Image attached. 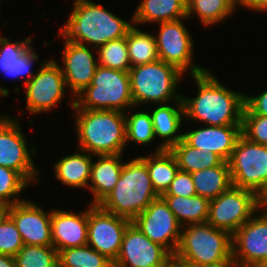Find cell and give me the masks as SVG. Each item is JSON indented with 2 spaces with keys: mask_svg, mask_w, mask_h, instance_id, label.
I'll list each match as a JSON object with an SVG mask.
<instances>
[{
  "mask_svg": "<svg viewBox=\"0 0 267 267\" xmlns=\"http://www.w3.org/2000/svg\"><path fill=\"white\" fill-rule=\"evenodd\" d=\"M196 194L213 200L232 186L229 163L191 173Z\"/></svg>",
  "mask_w": 267,
  "mask_h": 267,
  "instance_id": "cell-26",
  "label": "cell"
},
{
  "mask_svg": "<svg viewBox=\"0 0 267 267\" xmlns=\"http://www.w3.org/2000/svg\"><path fill=\"white\" fill-rule=\"evenodd\" d=\"M5 213L14 221L24 245H52L51 211L25 199L6 207Z\"/></svg>",
  "mask_w": 267,
  "mask_h": 267,
  "instance_id": "cell-18",
  "label": "cell"
},
{
  "mask_svg": "<svg viewBox=\"0 0 267 267\" xmlns=\"http://www.w3.org/2000/svg\"><path fill=\"white\" fill-rule=\"evenodd\" d=\"M169 150L176 158L179 170L189 173L216 167L224 162L219 155L211 152L205 154L203 149L189 146L183 140L173 145Z\"/></svg>",
  "mask_w": 267,
  "mask_h": 267,
  "instance_id": "cell-30",
  "label": "cell"
},
{
  "mask_svg": "<svg viewBox=\"0 0 267 267\" xmlns=\"http://www.w3.org/2000/svg\"><path fill=\"white\" fill-rule=\"evenodd\" d=\"M259 205L260 208H267V186L259 195Z\"/></svg>",
  "mask_w": 267,
  "mask_h": 267,
  "instance_id": "cell-44",
  "label": "cell"
},
{
  "mask_svg": "<svg viewBox=\"0 0 267 267\" xmlns=\"http://www.w3.org/2000/svg\"><path fill=\"white\" fill-rule=\"evenodd\" d=\"M131 109L125 112L126 144L129 145V141L144 147L152 144L156 138L150 113L144 109L140 112Z\"/></svg>",
  "mask_w": 267,
  "mask_h": 267,
  "instance_id": "cell-33",
  "label": "cell"
},
{
  "mask_svg": "<svg viewBox=\"0 0 267 267\" xmlns=\"http://www.w3.org/2000/svg\"><path fill=\"white\" fill-rule=\"evenodd\" d=\"M241 135L248 141L267 144V117L256 114H242Z\"/></svg>",
  "mask_w": 267,
  "mask_h": 267,
  "instance_id": "cell-38",
  "label": "cell"
},
{
  "mask_svg": "<svg viewBox=\"0 0 267 267\" xmlns=\"http://www.w3.org/2000/svg\"><path fill=\"white\" fill-rule=\"evenodd\" d=\"M240 7L252 12L267 13V0H237V8Z\"/></svg>",
  "mask_w": 267,
  "mask_h": 267,
  "instance_id": "cell-41",
  "label": "cell"
},
{
  "mask_svg": "<svg viewBox=\"0 0 267 267\" xmlns=\"http://www.w3.org/2000/svg\"><path fill=\"white\" fill-rule=\"evenodd\" d=\"M157 197L146 163L138 156L124 162L113 190L98 205L132 221Z\"/></svg>",
  "mask_w": 267,
  "mask_h": 267,
  "instance_id": "cell-4",
  "label": "cell"
},
{
  "mask_svg": "<svg viewBox=\"0 0 267 267\" xmlns=\"http://www.w3.org/2000/svg\"><path fill=\"white\" fill-rule=\"evenodd\" d=\"M201 267H245L237 259L231 255L229 258L221 260L219 262L206 264Z\"/></svg>",
  "mask_w": 267,
  "mask_h": 267,
  "instance_id": "cell-42",
  "label": "cell"
},
{
  "mask_svg": "<svg viewBox=\"0 0 267 267\" xmlns=\"http://www.w3.org/2000/svg\"><path fill=\"white\" fill-rule=\"evenodd\" d=\"M98 65L129 72L131 68L127 49V36L108 41L97 49Z\"/></svg>",
  "mask_w": 267,
  "mask_h": 267,
  "instance_id": "cell-34",
  "label": "cell"
},
{
  "mask_svg": "<svg viewBox=\"0 0 267 267\" xmlns=\"http://www.w3.org/2000/svg\"><path fill=\"white\" fill-rule=\"evenodd\" d=\"M87 232L88 208L75 213L61 208L51 210V239L58 252L87 245Z\"/></svg>",
  "mask_w": 267,
  "mask_h": 267,
  "instance_id": "cell-20",
  "label": "cell"
},
{
  "mask_svg": "<svg viewBox=\"0 0 267 267\" xmlns=\"http://www.w3.org/2000/svg\"><path fill=\"white\" fill-rule=\"evenodd\" d=\"M0 267H16L15 258L9 255L0 254Z\"/></svg>",
  "mask_w": 267,
  "mask_h": 267,
  "instance_id": "cell-43",
  "label": "cell"
},
{
  "mask_svg": "<svg viewBox=\"0 0 267 267\" xmlns=\"http://www.w3.org/2000/svg\"><path fill=\"white\" fill-rule=\"evenodd\" d=\"M173 256L161 245L152 242L133 223L123 236L114 267H166Z\"/></svg>",
  "mask_w": 267,
  "mask_h": 267,
  "instance_id": "cell-16",
  "label": "cell"
},
{
  "mask_svg": "<svg viewBox=\"0 0 267 267\" xmlns=\"http://www.w3.org/2000/svg\"><path fill=\"white\" fill-rule=\"evenodd\" d=\"M80 109L119 110L135 108L129 72L98 65L92 82L75 97Z\"/></svg>",
  "mask_w": 267,
  "mask_h": 267,
  "instance_id": "cell-7",
  "label": "cell"
},
{
  "mask_svg": "<svg viewBox=\"0 0 267 267\" xmlns=\"http://www.w3.org/2000/svg\"><path fill=\"white\" fill-rule=\"evenodd\" d=\"M39 70L24 85L26 110L32 115L51 112L64 100L66 84L57 60L49 59L38 64Z\"/></svg>",
  "mask_w": 267,
  "mask_h": 267,
  "instance_id": "cell-12",
  "label": "cell"
},
{
  "mask_svg": "<svg viewBox=\"0 0 267 267\" xmlns=\"http://www.w3.org/2000/svg\"><path fill=\"white\" fill-rule=\"evenodd\" d=\"M184 20L187 21L188 18L159 23L155 39L159 60L191 76L203 73L208 68L194 64V40H192L190 30L184 25Z\"/></svg>",
  "mask_w": 267,
  "mask_h": 267,
  "instance_id": "cell-9",
  "label": "cell"
},
{
  "mask_svg": "<svg viewBox=\"0 0 267 267\" xmlns=\"http://www.w3.org/2000/svg\"><path fill=\"white\" fill-rule=\"evenodd\" d=\"M63 40V50L61 53L62 64L60 68L65 78L67 90L72 96V103H75V97L83 91L92 82L98 66L97 49L92 50L88 45H82L61 36ZM95 52V53H94Z\"/></svg>",
  "mask_w": 267,
  "mask_h": 267,
  "instance_id": "cell-15",
  "label": "cell"
},
{
  "mask_svg": "<svg viewBox=\"0 0 267 267\" xmlns=\"http://www.w3.org/2000/svg\"><path fill=\"white\" fill-rule=\"evenodd\" d=\"M29 185L32 184L19 172L0 166V206L6 208L25 200L19 194L28 189Z\"/></svg>",
  "mask_w": 267,
  "mask_h": 267,
  "instance_id": "cell-36",
  "label": "cell"
},
{
  "mask_svg": "<svg viewBox=\"0 0 267 267\" xmlns=\"http://www.w3.org/2000/svg\"><path fill=\"white\" fill-rule=\"evenodd\" d=\"M32 39L25 37L24 40H16L2 37L0 35V71L10 78L24 81V85L35 75L31 69L39 59ZM26 76V78H24Z\"/></svg>",
  "mask_w": 267,
  "mask_h": 267,
  "instance_id": "cell-21",
  "label": "cell"
},
{
  "mask_svg": "<svg viewBox=\"0 0 267 267\" xmlns=\"http://www.w3.org/2000/svg\"><path fill=\"white\" fill-rule=\"evenodd\" d=\"M14 258L16 267H58V251L53 245H24Z\"/></svg>",
  "mask_w": 267,
  "mask_h": 267,
  "instance_id": "cell-35",
  "label": "cell"
},
{
  "mask_svg": "<svg viewBox=\"0 0 267 267\" xmlns=\"http://www.w3.org/2000/svg\"><path fill=\"white\" fill-rule=\"evenodd\" d=\"M122 155H95L97 160L92 161L88 183L92 205H98L113 190L124 165Z\"/></svg>",
  "mask_w": 267,
  "mask_h": 267,
  "instance_id": "cell-23",
  "label": "cell"
},
{
  "mask_svg": "<svg viewBox=\"0 0 267 267\" xmlns=\"http://www.w3.org/2000/svg\"><path fill=\"white\" fill-rule=\"evenodd\" d=\"M174 103H161L158 106L156 104L149 111L155 138L163 139L153 152L169 150L183 139V133L180 131L185 120L184 103L183 101H175Z\"/></svg>",
  "mask_w": 267,
  "mask_h": 267,
  "instance_id": "cell-22",
  "label": "cell"
},
{
  "mask_svg": "<svg viewBox=\"0 0 267 267\" xmlns=\"http://www.w3.org/2000/svg\"><path fill=\"white\" fill-rule=\"evenodd\" d=\"M241 136V125L209 126L192 128L183 132V141L203 152L219 155L229 161L238 138Z\"/></svg>",
  "mask_w": 267,
  "mask_h": 267,
  "instance_id": "cell-19",
  "label": "cell"
},
{
  "mask_svg": "<svg viewBox=\"0 0 267 267\" xmlns=\"http://www.w3.org/2000/svg\"><path fill=\"white\" fill-rule=\"evenodd\" d=\"M127 49L131 67L159 60L154 34L140 30L136 25L127 33Z\"/></svg>",
  "mask_w": 267,
  "mask_h": 267,
  "instance_id": "cell-31",
  "label": "cell"
},
{
  "mask_svg": "<svg viewBox=\"0 0 267 267\" xmlns=\"http://www.w3.org/2000/svg\"><path fill=\"white\" fill-rule=\"evenodd\" d=\"M191 79L198 90L193 98L182 95L186 121L209 126L241 125L244 92L227 88L210 69L191 75Z\"/></svg>",
  "mask_w": 267,
  "mask_h": 267,
  "instance_id": "cell-1",
  "label": "cell"
},
{
  "mask_svg": "<svg viewBox=\"0 0 267 267\" xmlns=\"http://www.w3.org/2000/svg\"><path fill=\"white\" fill-rule=\"evenodd\" d=\"M184 75L162 60L131 67L129 76L134 106L183 101L177 87Z\"/></svg>",
  "mask_w": 267,
  "mask_h": 267,
  "instance_id": "cell-6",
  "label": "cell"
},
{
  "mask_svg": "<svg viewBox=\"0 0 267 267\" xmlns=\"http://www.w3.org/2000/svg\"><path fill=\"white\" fill-rule=\"evenodd\" d=\"M184 267H193V266H189V265H187V264H184Z\"/></svg>",
  "mask_w": 267,
  "mask_h": 267,
  "instance_id": "cell-48",
  "label": "cell"
},
{
  "mask_svg": "<svg viewBox=\"0 0 267 267\" xmlns=\"http://www.w3.org/2000/svg\"><path fill=\"white\" fill-rule=\"evenodd\" d=\"M132 223L152 242L161 245L172 256L174 255L182 226L161 196L154 199L132 220Z\"/></svg>",
  "mask_w": 267,
  "mask_h": 267,
  "instance_id": "cell-14",
  "label": "cell"
},
{
  "mask_svg": "<svg viewBox=\"0 0 267 267\" xmlns=\"http://www.w3.org/2000/svg\"><path fill=\"white\" fill-rule=\"evenodd\" d=\"M68 20L59 33L72 42L98 49L108 41L127 36L134 25L91 0H74ZM93 46V47H92Z\"/></svg>",
  "mask_w": 267,
  "mask_h": 267,
  "instance_id": "cell-2",
  "label": "cell"
},
{
  "mask_svg": "<svg viewBox=\"0 0 267 267\" xmlns=\"http://www.w3.org/2000/svg\"><path fill=\"white\" fill-rule=\"evenodd\" d=\"M132 223L128 218L89 204L87 245L115 261L121 249L124 233Z\"/></svg>",
  "mask_w": 267,
  "mask_h": 267,
  "instance_id": "cell-13",
  "label": "cell"
},
{
  "mask_svg": "<svg viewBox=\"0 0 267 267\" xmlns=\"http://www.w3.org/2000/svg\"><path fill=\"white\" fill-rule=\"evenodd\" d=\"M175 215L178 223L185 225L205 223L208 220L210 200L199 195L191 197L161 196Z\"/></svg>",
  "mask_w": 267,
  "mask_h": 267,
  "instance_id": "cell-27",
  "label": "cell"
},
{
  "mask_svg": "<svg viewBox=\"0 0 267 267\" xmlns=\"http://www.w3.org/2000/svg\"><path fill=\"white\" fill-rule=\"evenodd\" d=\"M6 208L0 206V217L5 213Z\"/></svg>",
  "mask_w": 267,
  "mask_h": 267,
  "instance_id": "cell-47",
  "label": "cell"
},
{
  "mask_svg": "<svg viewBox=\"0 0 267 267\" xmlns=\"http://www.w3.org/2000/svg\"><path fill=\"white\" fill-rule=\"evenodd\" d=\"M232 255V235L208 222L185 225L173 260L193 267L219 262Z\"/></svg>",
  "mask_w": 267,
  "mask_h": 267,
  "instance_id": "cell-5",
  "label": "cell"
},
{
  "mask_svg": "<svg viewBox=\"0 0 267 267\" xmlns=\"http://www.w3.org/2000/svg\"><path fill=\"white\" fill-rule=\"evenodd\" d=\"M196 191L191 173L178 170L175 178L170 183V186L161 196H196Z\"/></svg>",
  "mask_w": 267,
  "mask_h": 267,
  "instance_id": "cell-39",
  "label": "cell"
},
{
  "mask_svg": "<svg viewBox=\"0 0 267 267\" xmlns=\"http://www.w3.org/2000/svg\"><path fill=\"white\" fill-rule=\"evenodd\" d=\"M243 114H256L267 117V89L257 96L245 93Z\"/></svg>",
  "mask_w": 267,
  "mask_h": 267,
  "instance_id": "cell-40",
  "label": "cell"
},
{
  "mask_svg": "<svg viewBox=\"0 0 267 267\" xmlns=\"http://www.w3.org/2000/svg\"><path fill=\"white\" fill-rule=\"evenodd\" d=\"M132 17L133 24L138 27L186 18V0H141Z\"/></svg>",
  "mask_w": 267,
  "mask_h": 267,
  "instance_id": "cell-25",
  "label": "cell"
},
{
  "mask_svg": "<svg viewBox=\"0 0 267 267\" xmlns=\"http://www.w3.org/2000/svg\"><path fill=\"white\" fill-rule=\"evenodd\" d=\"M24 246L14 221L4 213L0 217V254L14 257Z\"/></svg>",
  "mask_w": 267,
  "mask_h": 267,
  "instance_id": "cell-37",
  "label": "cell"
},
{
  "mask_svg": "<svg viewBox=\"0 0 267 267\" xmlns=\"http://www.w3.org/2000/svg\"><path fill=\"white\" fill-rule=\"evenodd\" d=\"M140 158L146 163L154 190L161 196L166 192L179 170L176 158L170 150L152 152Z\"/></svg>",
  "mask_w": 267,
  "mask_h": 267,
  "instance_id": "cell-28",
  "label": "cell"
},
{
  "mask_svg": "<svg viewBox=\"0 0 267 267\" xmlns=\"http://www.w3.org/2000/svg\"><path fill=\"white\" fill-rule=\"evenodd\" d=\"M232 185L254 191L258 196L267 186V148L238 138L228 161Z\"/></svg>",
  "mask_w": 267,
  "mask_h": 267,
  "instance_id": "cell-10",
  "label": "cell"
},
{
  "mask_svg": "<svg viewBox=\"0 0 267 267\" xmlns=\"http://www.w3.org/2000/svg\"><path fill=\"white\" fill-rule=\"evenodd\" d=\"M232 235V255L245 267L267 258V208H260Z\"/></svg>",
  "mask_w": 267,
  "mask_h": 267,
  "instance_id": "cell-17",
  "label": "cell"
},
{
  "mask_svg": "<svg viewBox=\"0 0 267 267\" xmlns=\"http://www.w3.org/2000/svg\"><path fill=\"white\" fill-rule=\"evenodd\" d=\"M187 18L197 16L202 26H215L237 11V0H186Z\"/></svg>",
  "mask_w": 267,
  "mask_h": 267,
  "instance_id": "cell-29",
  "label": "cell"
},
{
  "mask_svg": "<svg viewBox=\"0 0 267 267\" xmlns=\"http://www.w3.org/2000/svg\"><path fill=\"white\" fill-rule=\"evenodd\" d=\"M8 115L0 114V166L19 172L30 184H36L42 175L33 160L38 150L33 146L29 149L19 121Z\"/></svg>",
  "mask_w": 267,
  "mask_h": 267,
  "instance_id": "cell-8",
  "label": "cell"
},
{
  "mask_svg": "<svg viewBox=\"0 0 267 267\" xmlns=\"http://www.w3.org/2000/svg\"><path fill=\"white\" fill-rule=\"evenodd\" d=\"M260 209L259 196L251 190L231 186L210 201L207 222L233 235Z\"/></svg>",
  "mask_w": 267,
  "mask_h": 267,
  "instance_id": "cell-11",
  "label": "cell"
},
{
  "mask_svg": "<svg viewBox=\"0 0 267 267\" xmlns=\"http://www.w3.org/2000/svg\"><path fill=\"white\" fill-rule=\"evenodd\" d=\"M255 267H267V258L263 259L259 264H257Z\"/></svg>",
  "mask_w": 267,
  "mask_h": 267,
  "instance_id": "cell-46",
  "label": "cell"
},
{
  "mask_svg": "<svg viewBox=\"0 0 267 267\" xmlns=\"http://www.w3.org/2000/svg\"><path fill=\"white\" fill-rule=\"evenodd\" d=\"M74 113L77 149L91 155H117L125 153V112L119 110L80 109L71 103Z\"/></svg>",
  "mask_w": 267,
  "mask_h": 267,
  "instance_id": "cell-3",
  "label": "cell"
},
{
  "mask_svg": "<svg viewBox=\"0 0 267 267\" xmlns=\"http://www.w3.org/2000/svg\"><path fill=\"white\" fill-rule=\"evenodd\" d=\"M77 151L54 162V176L65 187L88 189L92 159L95 155L80 149Z\"/></svg>",
  "mask_w": 267,
  "mask_h": 267,
  "instance_id": "cell-24",
  "label": "cell"
},
{
  "mask_svg": "<svg viewBox=\"0 0 267 267\" xmlns=\"http://www.w3.org/2000/svg\"><path fill=\"white\" fill-rule=\"evenodd\" d=\"M58 267H114L113 261L88 245L62 249Z\"/></svg>",
  "mask_w": 267,
  "mask_h": 267,
  "instance_id": "cell-32",
  "label": "cell"
},
{
  "mask_svg": "<svg viewBox=\"0 0 267 267\" xmlns=\"http://www.w3.org/2000/svg\"><path fill=\"white\" fill-rule=\"evenodd\" d=\"M166 267H184V263L172 260Z\"/></svg>",
  "mask_w": 267,
  "mask_h": 267,
  "instance_id": "cell-45",
  "label": "cell"
}]
</instances>
